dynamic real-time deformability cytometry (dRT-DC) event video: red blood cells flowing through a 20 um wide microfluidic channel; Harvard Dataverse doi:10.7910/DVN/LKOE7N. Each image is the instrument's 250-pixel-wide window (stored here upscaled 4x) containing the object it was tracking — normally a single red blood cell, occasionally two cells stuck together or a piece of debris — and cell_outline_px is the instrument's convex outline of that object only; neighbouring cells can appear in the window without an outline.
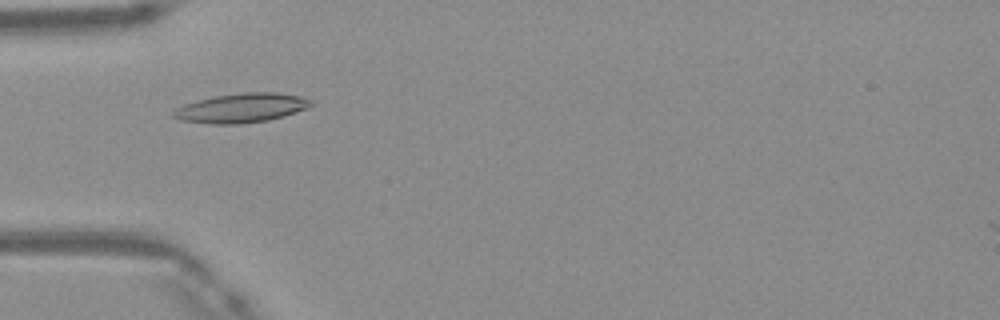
{"species": "Egyptian fruit bat (a non-hibernating species)", "species_latin": "Rousettus aegyptiacus", "temperature_condition": "warm", "stored_images_in_passage": 33, "camera_frame_rate_fps": 3000, "um_per_image_px": 0.085, "frame": {"image": 1, "passage_image": 5, "time_ms": 1.333, "image_size_px": [1000, 320], "cell_outline_px": [[312, 104], [308, 108], [284, 116], [268, 120], [240, 124], [208, 124], [180, 120], [172, 116], [172, 112], [176, 108], [184, 104], [196, 100], [216, 96], [244, 92], [276, 92], [300, 96], [312, 100]], "centroid_in_image_um": [20.51, 9.18], "position_along_channel_um": 64.5, "area_um2": 23.58}}
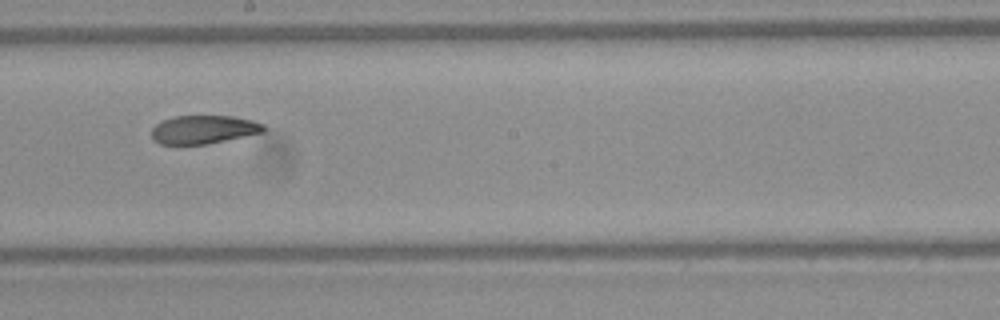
{"frame": {"image": 2, "passage_image": 17, "time_ms": 5.333, "image_size_px": [1000, 320], "cell_outline_px": [[264, 132], [208, 144], [160, 144], [152, 140], [152, 128], [156, 124], [164, 120], [176, 116], [232, 116], [252, 120], [264, 124]], "centroid_in_image_um": [17.3, 11.01], "position_along_channel_um": 230.9, "area_um2": 18.5}}
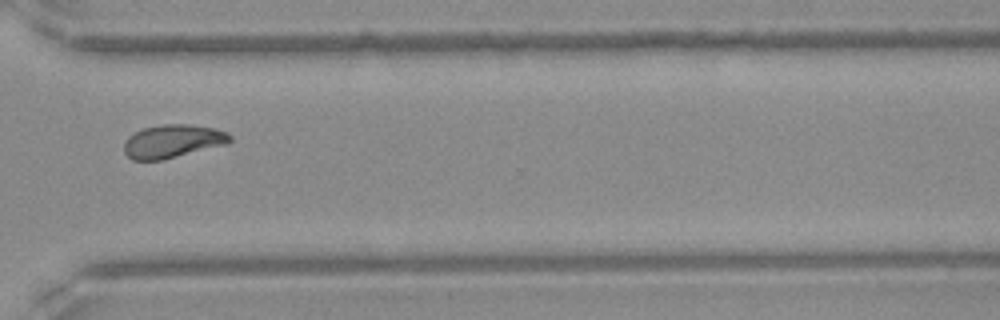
{"frame": {"image": 3, "passage_image": 26, "time_ms": 8.333, "image_size_px": [1000, 320], "cell_outline_px": [[232, 140], [228, 144], [164, 160], [132, 160], [124, 152], [124, 144], [128, 136], [144, 128], [164, 124], [188, 124], [212, 128], [228, 132], [232, 136]], "centroid_in_image_um": [14.71, 12.02], "position_along_channel_um": 355.9, "area_um2": 20.63}, "authors_computed_cell_mechanics": {"area_um2": 20.1722, "velocity_mm_per_s": 4.1685, "shape_relaxation_time_tau1_ms": 7.2527, "shape_relaxation_time_tau2_ms": 3.069, "deformation_change_tau1": 0.2205, "deformation_change_tau2": 0.0843}}